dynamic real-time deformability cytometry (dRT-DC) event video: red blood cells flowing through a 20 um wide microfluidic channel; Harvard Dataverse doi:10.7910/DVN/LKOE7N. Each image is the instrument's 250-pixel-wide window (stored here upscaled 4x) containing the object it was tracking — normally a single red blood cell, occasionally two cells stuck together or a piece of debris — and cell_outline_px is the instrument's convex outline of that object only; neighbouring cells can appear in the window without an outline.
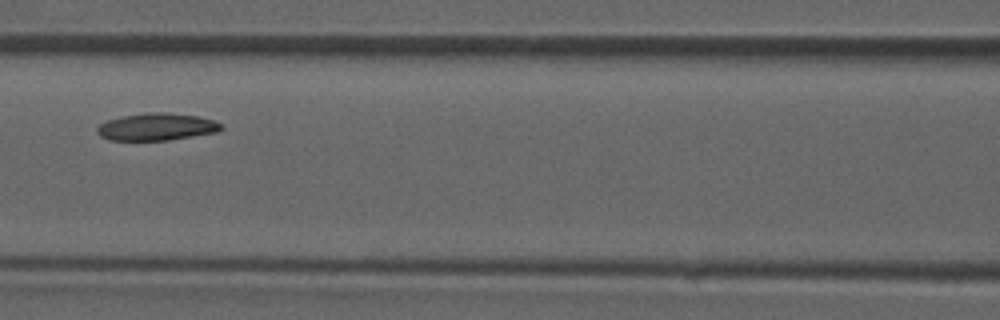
{"species": "common noctule bat (a hibernating species)", "species_latin": "Nyctalus noctula", "temperature_condition": "room temperature", "stored_images_in_passage": 4, "camera_frame_rate_fps": 3000, "um_per_image_px": 0.085, "animal": {"sex": "male", "forearm_length_mm": 52.5}, "frame": {"image": 1, "passage_image": 4, "time_ms": 1.0, "image_size_px": [1000, 320], "cell_outline_px": [[224, 128], [216, 132], [168, 140], [108, 140], [100, 136], [96, 132], [96, 128], [100, 124], [108, 120], [120, 116], [148, 112], [168, 112], [196, 116], [212, 120], [220, 124]], "centroid_in_image_um": [13.26, 10.78], "position_along_channel_um": 153.3, "area_um2": 19.65}}